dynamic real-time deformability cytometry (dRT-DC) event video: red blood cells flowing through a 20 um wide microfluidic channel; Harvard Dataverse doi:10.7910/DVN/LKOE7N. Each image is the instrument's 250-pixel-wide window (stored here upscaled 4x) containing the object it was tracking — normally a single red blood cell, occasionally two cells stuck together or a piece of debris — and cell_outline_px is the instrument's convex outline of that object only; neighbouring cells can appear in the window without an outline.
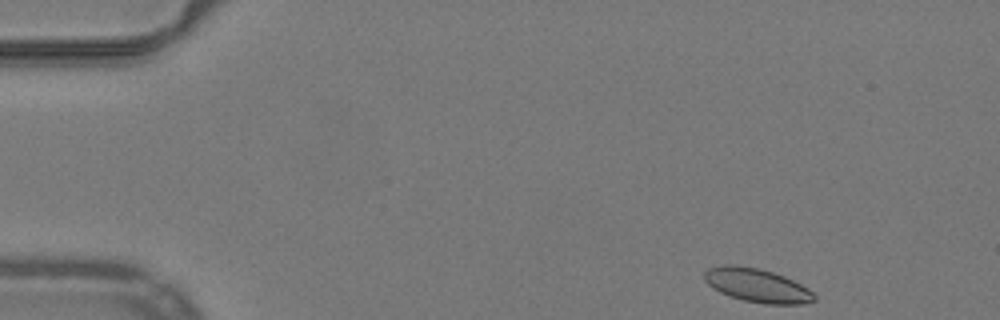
{"species": "common noctule bat (a hibernating species)", "species_latin": "Nyctalus noctula", "temperature_condition": "warm", "stored_images_in_passage": 47, "camera_frame_rate_fps": 3000, "um_per_image_px": 0.085, "animal": {"sex": "male", "body_mass_g": 19.2, "forearm_length_mm": 51.8}, "frame": {"image": 1, "passage_image": 1, "time_ms": 0.0, "image_size_px": [1000, 320], "cell_outline_px": [[816, 300], [808, 304], [764, 304], [744, 300], [720, 292], [712, 288], [704, 280], [704, 272], [708, 268], [724, 264], [732, 264], [760, 268], [784, 276], [808, 288], [816, 296]], "centroid_in_image_um": [64.36, 24.25], "position_along_channel_um": 20.6, "area_um2": 21.68}}
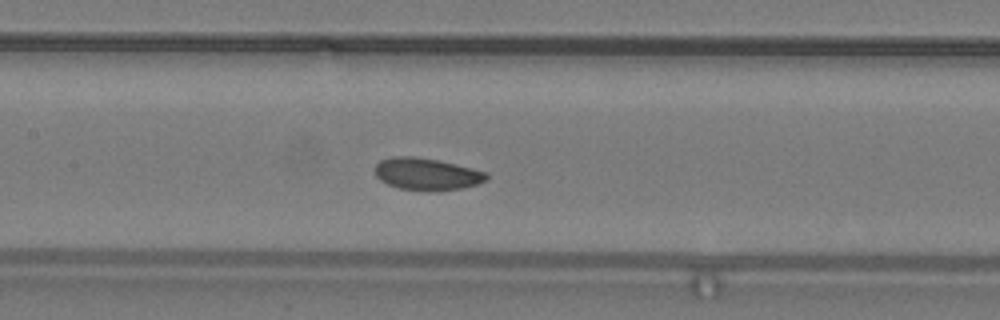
{"frame": {"image": 2, "passage_image": 20, "time_ms": 6.333, "image_size_px": [1000, 320], "cell_outline_px": [[488, 180], [464, 188], [400, 188], [388, 184], [380, 180], [376, 176], [376, 164], [380, 160], [392, 156], [416, 156], [440, 160], [488, 172]], "centroid_in_image_um": [36.28, 14.73], "position_along_channel_um": 171.1, "area_um2": 20.23}}
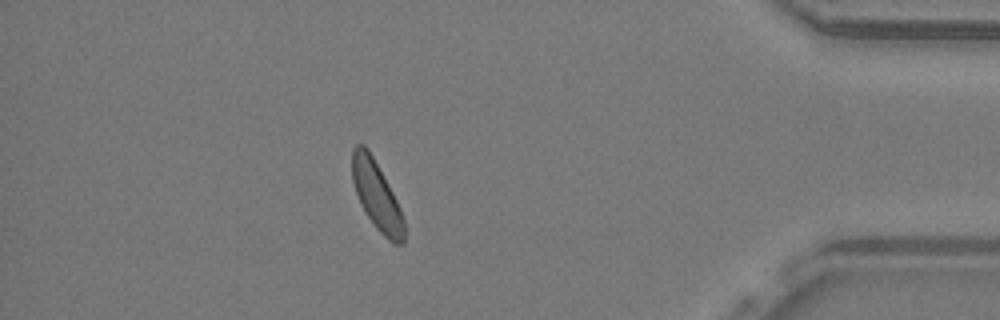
{"frame": {"image": 3, "passage_image": 41, "time_ms": 13.333, "image_size_px": [1000, 320], "cell_outline_px": [[404, 244], [392, 244], [376, 228], [360, 204], [352, 180], [352, 148], [356, 144], [364, 144], [368, 148], [392, 192], [400, 208], [404, 220]], "centroid_in_image_um": [32.01, 16.63], "position_along_channel_um": 403.2, "area_um2": 20.52}, "authors_computed_cell_mechanics": {"area_um2": 21.097, "velocity_mm_per_s": 3.9418, "shape_relaxation_time_tau1_ms": 5.5574, "shape_relaxation_time_tau2_ms": 5.5996, "deformation_change_tau1": 0.1099, "deformation_change_tau2": 0.1058}}